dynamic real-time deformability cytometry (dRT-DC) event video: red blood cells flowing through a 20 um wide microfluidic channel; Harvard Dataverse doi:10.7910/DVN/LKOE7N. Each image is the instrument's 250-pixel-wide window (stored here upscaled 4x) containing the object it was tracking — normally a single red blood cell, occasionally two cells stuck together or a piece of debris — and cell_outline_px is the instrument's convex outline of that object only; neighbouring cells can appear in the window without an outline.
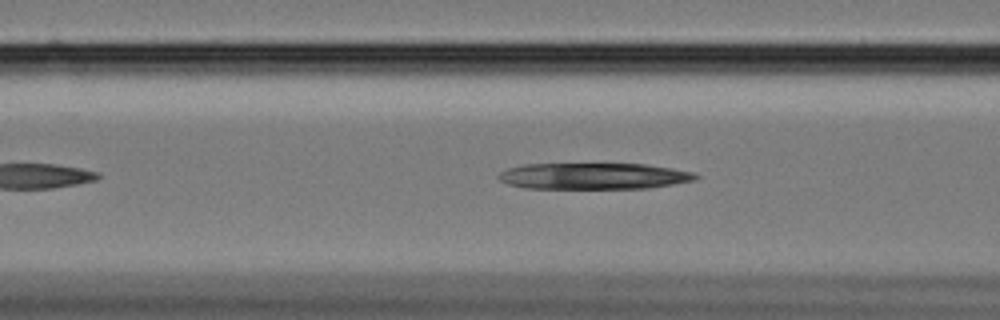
{"species": "Egyptian fruit bat (a non-hibernating species)", "species_latin": "Rousettus aegyptiacus", "temperature_condition": "cold", "stored_images_in_passage": 26, "camera_frame_rate_fps": 3000, "um_per_image_px": 0.085, "animal": {"sex": "female"}, "frame": {"image": 1, "passage_image": 10, "time_ms": 3.0, "image_size_px": [1000, 320], "cell_outline_px": [[700, 176], [696, 180], [648, 188], [524, 188], [508, 184], [500, 180], [496, 176], [500, 172], [508, 168], [524, 164], [644, 164], [672, 168], [692, 172]], "centroid_in_image_um": [50.44, 14.96], "position_along_channel_um": 116.2, "area_um2": 30.11}}
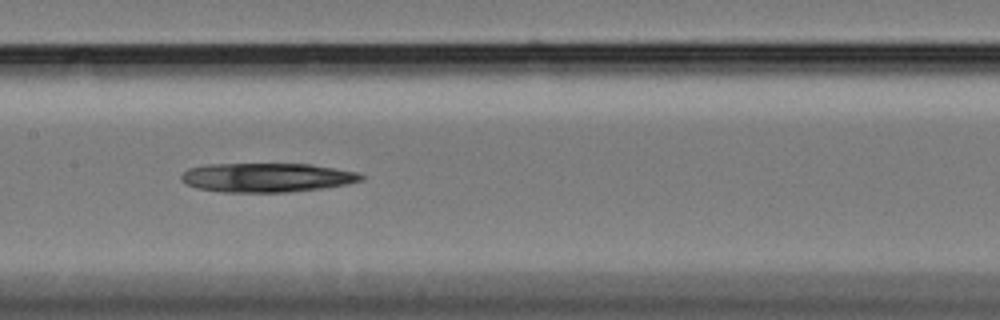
{"frame": {"image": 2, "passage_image": 16, "time_ms": 5.0, "image_size_px": [1000, 320], "cell_outline_px": [[368, 176], [364, 180], [344, 184], [320, 188], [288, 192], [220, 192], [196, 188], [180, 180], [180, 176], [188, 168], [208, 164], [312, 164], [360, 172]], "centroid_in_image_um": [22.7, 15.08], "position_along_channel_um": 184.7, "area_um2": 30.69}}
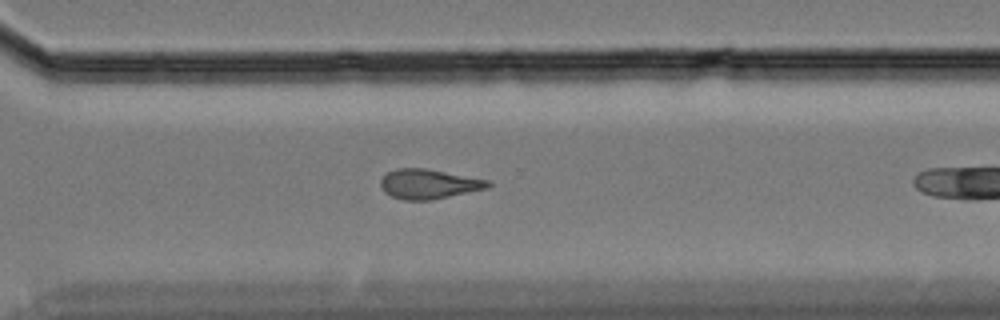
{"frame": {"image": 3, "passage_image": 25, "time_ms": 8.0, "image_size_px": [1000, 320], "cell_outline_px": [[492, 184], [488, 188], [428, 200], [404, 200], [392, 196], [384, 192], [380, 184], [380, 180], [388, 172], [396, 168], [424, 168], [488, 180]], "centroid_in_image_um": [36.41, 15.63], "position_along_channel_um": 334.2, "area_um2": 18.26}}